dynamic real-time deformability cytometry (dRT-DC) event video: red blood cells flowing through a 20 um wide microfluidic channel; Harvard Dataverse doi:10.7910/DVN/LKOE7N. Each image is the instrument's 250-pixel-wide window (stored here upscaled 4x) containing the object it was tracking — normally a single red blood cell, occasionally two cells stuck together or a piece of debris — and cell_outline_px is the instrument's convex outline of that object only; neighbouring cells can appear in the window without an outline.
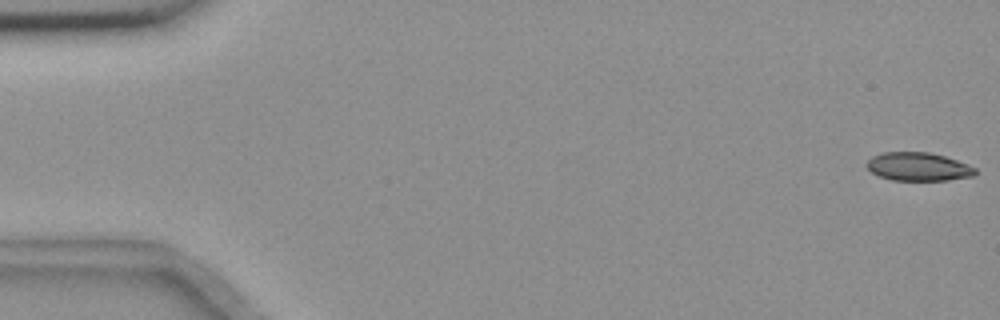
{"species": "common noctule bat (a hibernating species)", "species_latin": "Nyctalus noctula", "temperature_condition": "room temperature", "stored_images_in_passage": 17, "camera_frame_rate_fps": 3000, "um_per_image_px": 0.085, "animal": {"sex": "female", "body_mass_g": 18.4}, "frame": {"image": 1, "passage_image": 1, "time_ms": 0.0, "image_size_px": [1000, 320], "cell_outline_px": [[976, 176], [948, 180], [892, 180], [880, 176], [872, 172], [864, 164], [872, 156], [884, 152], [928, 152], [944, 156], [968, 164], [976, 168]], "centroid_in_image_um": [78.07, 14.17], "position_along_channel_um": 6.9, "area_um2": 17.98}}
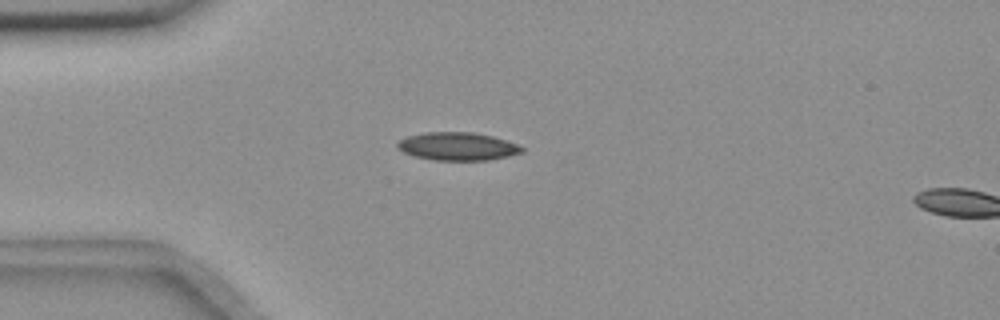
{"frame": {"image": 2, "passage_image": 15, "time_ms": 4.667, "image_size_px": [1000, 320], "cell_outline_px": [[524, 152], [508, 156], [488, 160], [432, 160], [416, 156], [404, 152], [396, 148], [396, 144], [400, 140], [408, 136], [424, 132], [472, 132], [492, 136], [516, 144], [524, 148]], "centroid_in_image_um": [38.88, 12.44], "position_along_channel_um": 46.1, "area_um2": 20.23}}